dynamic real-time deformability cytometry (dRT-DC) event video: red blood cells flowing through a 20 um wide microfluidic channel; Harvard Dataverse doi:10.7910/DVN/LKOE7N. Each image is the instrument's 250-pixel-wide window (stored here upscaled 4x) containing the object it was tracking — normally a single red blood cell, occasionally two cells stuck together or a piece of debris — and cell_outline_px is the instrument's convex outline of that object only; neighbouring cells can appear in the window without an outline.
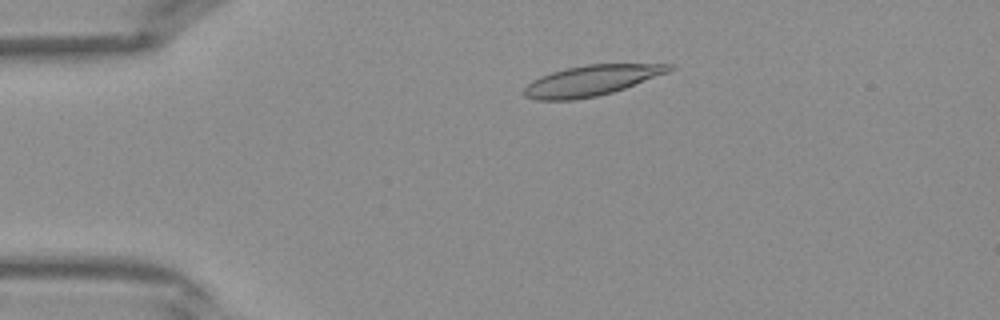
{"species": "Egyptian fruit bat (a non-hibernating species)", "species_latin": "Rousettus aegyptiacus", "temperature_condition": "warm", "stored_images_in_passage": 38, "camera_frame_rate_fps": 3000, "um_per_image_px": 0.085, "frame": {"image": 1, "passage_image": 6, "time_ms": 1.667, "image_size_px": [1000, 320], "cell_outline_px": [[672, 68], [668, 72], [624, 88], [612, 92], [596, 96], [572, 100], [536, 100], [524, 96], [524, 88], [532, 80], [540, 76], [552, 72], [568, 68], [588, 64], [672, 64]], "centroid_in_image_um": [50.22, 6.85], "position_along_channel_um": 34.8, "area_um2": 25.37}}
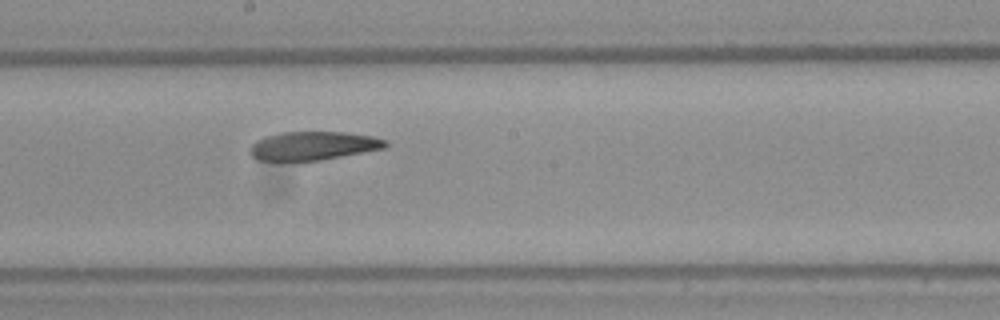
{"frame": {"image": 2, "passage_image": 20, "time_ms": 6.333, "image_size_px": [1000, 320], "cell_outline_px": [[388, 144], [384, 148], [320, 160], [256, 160], [248, 152], [252, 144], [256, 140], [264, 136], [280, 132], [344, 132], [372, 136], [388, 140]], "centroid_in_image_um": [26.59, 12.38], "position_along_channel_um": 221.6, "area_um2": 22.48}}
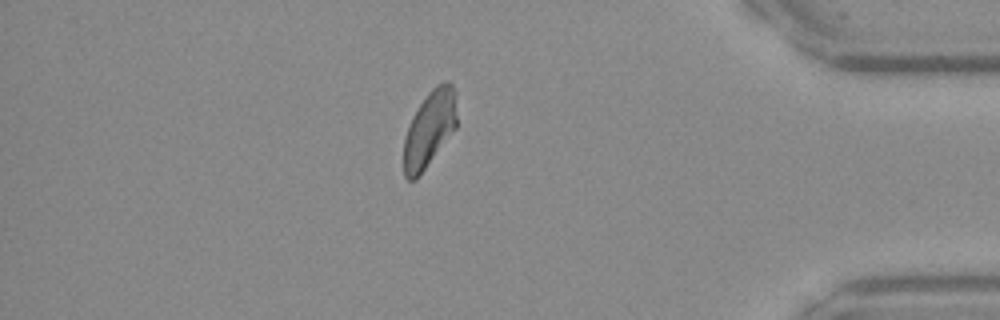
{"frame": {"image": 3, "passage_image": 33, "time_ms": 10.667, "image_size_px": [1000, 320], "cell_outline_px": [[456, 128], [420, 176], [416, 180], [408, 180], [404, 176], [404, 140], [408, 124], [412, 116], [428, 92], [436, 84], [448, 80], [452, 80], [456, 92]], "centroid_in_image_um": [36.52, 10.94], "position_along_channel_um": 398.7, "area_um2": 23.93}}